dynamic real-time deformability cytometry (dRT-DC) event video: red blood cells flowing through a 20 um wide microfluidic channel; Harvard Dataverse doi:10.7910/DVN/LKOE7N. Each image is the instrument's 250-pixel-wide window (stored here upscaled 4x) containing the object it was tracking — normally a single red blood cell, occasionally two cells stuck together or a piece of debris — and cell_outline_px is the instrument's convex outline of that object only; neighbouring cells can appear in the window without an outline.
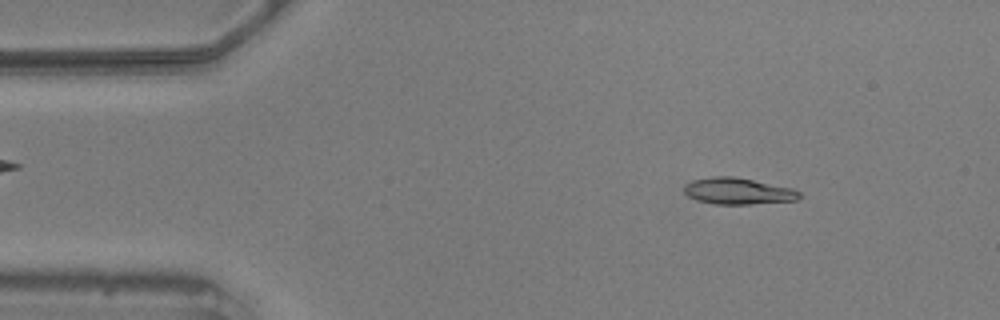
{"species": "common noctule bat (a hibernating species)", "species_latin": "Nyctalus noctula", "temperature_condition": "warm", "stored_images_in_passage": 54, "camera_frame_rate_fps": 3000, "um_per_image_px": 0.085, "animal": {"sex": "male", "body_mass_g": 20.5, "forearm_length_mm": 52.5}, "frame": {"image": 1, "passage_image": 6, "time_ms": 1.667, "image_size_px": [1000, 320], "cell_outline_px": [[800, 196], [796, 200], [748, 204], [716, 204], [696, 200], [688, 196], [684, 192], [684, 184], [692, 180], [712, 176], [732, 176], [792, 188], [800, 192]], "centroid_in_image_um": [62.68, 16.24], "position_along_channel_um": 22.3, "area_um2": 17.63}}
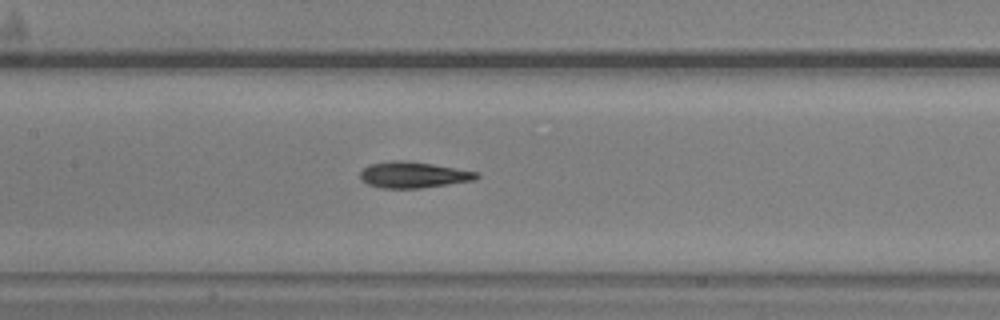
{"frame": {"image": 2, "passage_image": 24, "time_ms": 7.667, "image_size_px": [1000, 320], "cell_outline_px": [[480, 176], [476, 180], [420, 188], [380, 188], [368, 184], [360, 180], [360, 172], [364, 168], [372, 164], [392, 160], [404, 160], [432, 164], [480, 172]], "centroid_in_image_um": [35.15, 14.86], "position_along_channel_um": 172.2, "area_um2": 17.74}}
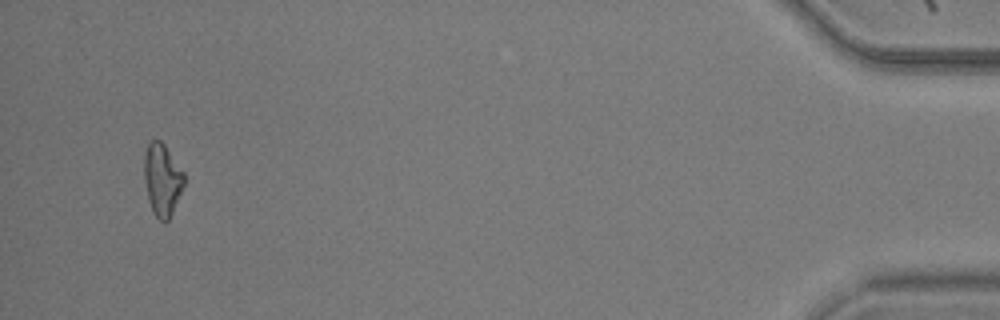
{"frame": {"image": 3, "passage_image": 52, "time_ms": 17.0, "image_size_px": [1000, 320], "cell_outline_px": [[184, 184], [172, 212], [168, 220], [164, 224], [152, 212], [148, 200], [144, 180], [144, 152], [148, 144], [152, 140], [160, 140], [164, 144], [184, 172]], "centroid_in_image_um": [13.77, 15.27], "position_along_channel_um": 421.4, "area_um2": 16.76}, "authors_computed_cell_mechanics": {"area_um2": 17.3111, "velocity_mm_per_s": 3.5897, "shape_relaxation_time_tau1_ms": 4.6183, "shape_relaxation_time_tau2_ms": 4.1333, "deformation_change_tau1": 0.1462, "deformation_change_tau2": 0.131}}